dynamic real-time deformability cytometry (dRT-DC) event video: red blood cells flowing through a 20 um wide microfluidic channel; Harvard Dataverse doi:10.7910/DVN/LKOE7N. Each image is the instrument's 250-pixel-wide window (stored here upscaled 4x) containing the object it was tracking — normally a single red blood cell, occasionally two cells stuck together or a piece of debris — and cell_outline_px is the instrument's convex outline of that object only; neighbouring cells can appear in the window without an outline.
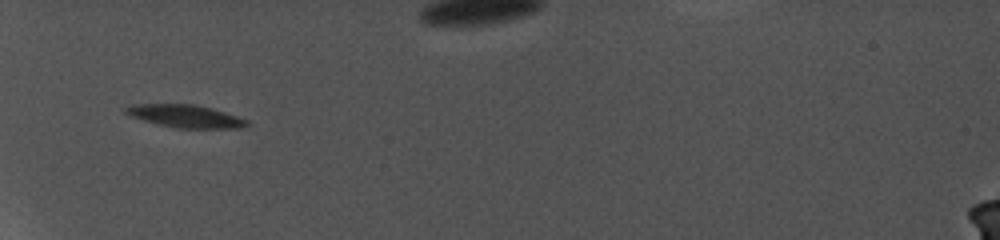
{"species": "common noctule bat (a hibernating species)", "species_latin": "Nyctalus noctula", "temperature_condition": "cold", "stored_images_in_passage": 3, "camera_frame_rate_fps": 5000, "um_per_image_px": 0.085, "animal": {"sex": "female", "body_mass_g": 19.0, "forearm_length_mm": 56.7}, "frame": {"image": 1, "passage_image": 1, "time_ms": 0.0, "image_size_px": [1000, 240], "cell_outline_px": [[248, 124], [236, 128], [176, 128], [144, 120], [132, 116], [124, 112], [124, 108], [144, 104], [192, 104], [208, 108], [248, 120]], "centroid_in_image_um": [15.74, 9.88], "position_along_channel_um": 69.3, "area_um2": 15.32}}